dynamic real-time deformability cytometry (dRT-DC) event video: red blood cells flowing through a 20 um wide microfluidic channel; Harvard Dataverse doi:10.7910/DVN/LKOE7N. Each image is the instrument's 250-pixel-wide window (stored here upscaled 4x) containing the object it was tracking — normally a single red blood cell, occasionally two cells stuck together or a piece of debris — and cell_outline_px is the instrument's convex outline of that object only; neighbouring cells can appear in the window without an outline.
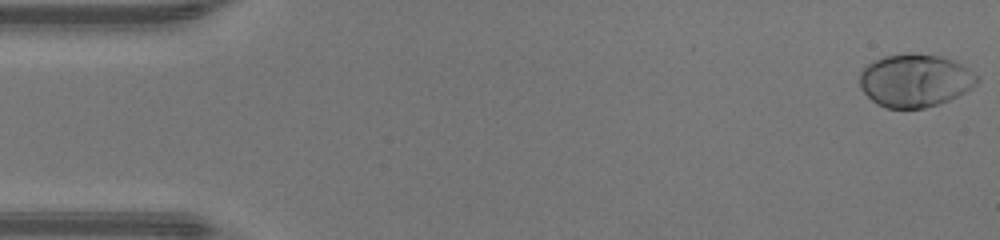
{"species": "human", "species_latin": "Homo sapiens", "temperature_condition": "warm", "stored_images_in_passage": 47, "camera_frame_rate_fps": 3000, "um_per_image_px": 0.085, "donor": {"sex": "male"}, "frame": {"image": 1, "passage_image": 1, "time_ms": 0.0, "image_size_px": [1000, 240], "cell_outline_px": [[980, 80], [972, 88], [940, 104], [924, 108], [888, 108], [876, 104], [860, 88], [860, 72], [868, 64], [884, 56], [908, 52], [940, 56], [952, 60], [968, 68], [980, 76]], "centroid_in_image_um": [77.79, 6.84], "position_along_channel_um": 7.2, "area_um2": 36.3}}
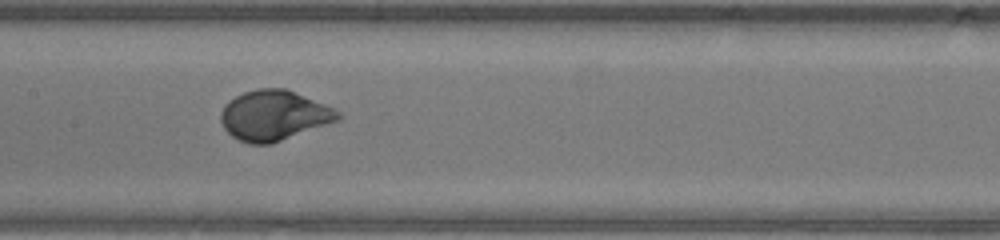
{"frame": {"image": 2, "passage_image": 23, "time_ms": 7.333, "image_size_px": [1000, 240], "cell_outline_px": [[344, 116], [340, 120], [272, 144], [248, 144], [232, 136], [224, 128], [220, 120], [220, 112], [224, 104], [236, 96], [244, 92], [256, 88], [284, 88], [324, 104], [340, 112]], "centroid_in_image_um": [23.28, 9.82], "position_along_channel_um": 184.1, "area_um2": 34.28}}
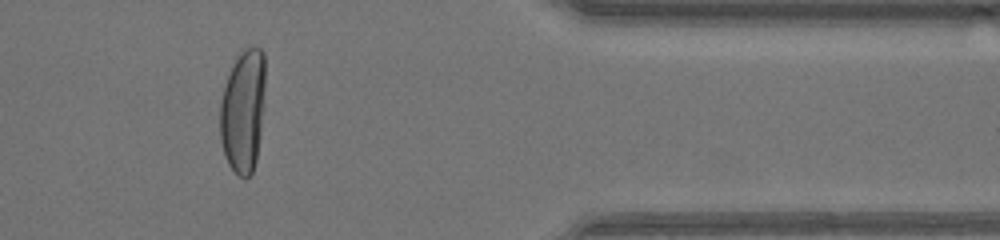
{"frame": {"image": 3, "passage_image": 39, "time_ms": 12.667, "image_size_px": [1000, 240], "cell_outline_px": [[264, 88], [260, 136], [256, 160], [252, 172], [244, 180], [228, 164], [220, 140], [220, 100], [224, 84], [236, 56], [240, 52], [248, 48], [260, 48], [264, 52]], "centroid_in_image_um": [20.64, 9.42], "position_along_channel_um": 390.8, "area_um2": 32.37}, "authors_computed_cell_mechanics": {"area_um2": 34.2754, "velocity_mm_per_s": 4.3863, "shape_relaxation_time_tau1_ms": 2.9097, "shape_relaxation_time_tau2_ms": null, "deformation_change_tau1": 0.2008, "deformation_change_tau2": null}}